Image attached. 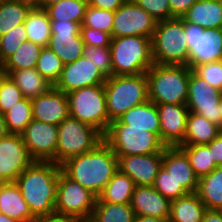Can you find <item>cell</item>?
Segmentation results:
<instances>
[{
	"label": "cell",
	"instance_id": "f5cc1de1",
	"mask_svg": "<svg viewBox=\"0 0 222 222\" xmlns=\"http://www.w3.org/2000/svg\"><path fill=\"white\" fill-rule=\"evenodd\" d=\"M134 222H169V218H156L146 215H135Z\"/></svg>",
	"mask_w": 222,
	"mask_h": 222
},
{
	"label": "cell",
	"instance_id": "e0dca14e",
	"mask_svg": "<svg viewBox=\"0 0 222 222\" xmlns=\"http://www.w3.org/2000/svg\"><path fill=\"white\" fill-rule=\"evenodd\" d=\"M106 79L92 60L81 56L74 62L64 64L55 87L67 94L83 87L104 84Z\"/></svg>",
	"mask_w": 222,
	"mask_h": 222
},
{
	"label": "cell",
	"instance_id": "d6986e66",
	"mask_svg": "<svg viewBox=\"0 0 222 222\" xmlns=\"http://www.w3.org/2000/svg\"><path fill=\"white\" fill-rule=\"evenodd\" d=\"M117 157L118 169L127 174L136 186H153L162 166L163 153Z\"/></svg>",
	"mask_w": 222,
	"mask_h": 222
},
{
	"label": "cell",
	"instance_id": "db71d44e",
	"mask_svg": "<svg viewBox=\"0 0 222 222\" xmlns=\"http://www.w3.org/2000/svg\"><path fill=\"white\" fill-rule=\"evenodd\" d=\"M31 9H42L43 0H18Z\"/></svg>",
	"mask_w": 222,
	"mask_h": 222
},
{
	"label": "cell",
	"instance_id": "9a60e30c",
	"mask_svg": "<svg viewBox=\"0 0 222 222\" xmlns=\"http://www.w3.org/2000/svg\"><path fill=\"white\" fill-rule=\"evenodd\" d=\"M81 25L76 22L51 21V37L48 47L64 64L74 62L82 56L85 44L80 34Z\"/></svg>",
	"mask_w": 222,
	"mask_h": 222
},
{
	"label": "cell",
	"instance_id": "b9f144b4",
	"mask_svg": "<svg viewBox=\"0 0 222 222\" xmlns=\"http://www.w3.org/2000/svg\"><path fill=\"white\" fill-rule=\"evenodd\" d=\"M82 56L92 60L106 78L114 76L110 47L85 46Z\"/></svg>",
	"mask_w": 222,
	"mask_h": 222
},
{
	"label": "cell",
	"instance_id": "9f6ffc18",
	"mask_svg": "<svg viewBox=\"0 0 222 222\" xmlns=\"http://www.w3.org/2000/svg\"><path fill=\"white\" fill-rule=\"evenodd\" d=\"M62 0H43L42 9H45L49 5L56 4Z\"/></svg>",
	"mask_w": 222,
	"mask_h": 222
},
{
	"label": "cell",
	"instance_id": "5bb4252c",
	"mask_svg": "<svg viewBox=\"0 0 222 222\" xmlns=\"http://www.w3.org/2000/svg\"><path fill=\"white\" fill-rule=\"evenodd\" d=\"M34 161L21 134L8 133L0 138V183L16 182Z\"/></svg>",
	"mask_w": 222,
	"mask_h": 222
},
{
	"label": "cell",
	"instance_id": "ee69618b",
	"mask_svg": "<svg viewBox=\"0 0 222 222\" xmlns=\"http://www.w3.org/2000/svg\"><path fill=\"white\" fill-rule=\"evenodd\" d=\"M192 71L212 87L222 91V60L196 65Z\"/></svg>",
	"mask_w": 222,
	"mask_h": 222
},
{
	"label": "cell",
	"instance_id": "d590c367",
	"mask_svg": "<svg viewBox=\"0 0 222 222\" xmlns=\"http://www.w3.org/2000/svg\"><path fill=\"white\" fill-rule=\"evenodd\" d=\"M8 133L21 134L33 120L31 99L23 98L4 114Z\"/></svg>",
	"mask_w": 222,
	"mask_h": 222
},
{
	"label": "cell",
	"instance_id": "ac0fdd59",
	"mask_svg": "<svg viewBox=\"0 0 222 222\" xmlns=\"http://www.w3.org/2000/svg\"><path fill=\"white\" fill-rule=\"evenodd\" d=\"M160 140L166 147L179 146L186 134L189 109L187 105L157 104Z\"/></svg>",
	"mask_w": 222,
	"mask_h": 222
},
{
	"label": "cell",
	"instance_id": "c3c4849f",
	"mask_svg": "<svg viewBox=\"0 0 222 222\" xmlns=\"http://www.w3.org/2000/svg\"><path fill=\"white\" fill-rule=\"evenodd\" d=\"M127 0H87L88 5L109 11H116Z\"/></svg>",
	"mask_w": 222,
	"mask_h": 222
},
{
	"label": "cell",
	"instance_id": "f6af8a7d",
	"mask_svg": "<svg viewBox=\"0 0 222 222\" xmlns=\"http://www.w3.org/2000/svg\"><path fill=\"white\" fill-rule=\"evenodd\" d=\"M157 22L172 19L169 0H133Z\"/></svg>",
	"mask_w": 222,
	"mask_h": 222
},
{
	"label": "cell",
	"instance_id": "603a6c76",
	"mask_svg": "<svg viewBox=\"0 0 222 222\" xmlns=\"http://www.w3.org/2000/svg\"><path fill=\"white\" fill-rule=\"evenodd\" d=\"M0 213L18 222H32L35 219L15 182L0 183Z\"/></svg>",
	"mask_w": 222,
	"mask_h": 222
},
{
	"label": "cell",
	"instance_id": "8d00e7d4",
	"mask_svg": "<svg viewBox=\"0 0 222 222\" xmlns=\"http://www.w3.org/2000/svg\"><path fill=\"white\" fill-rule=\"evenodd\" d=\"M188 156L196 176L201 178L211 173L218 165L213 161L212 153L207 145L178 146Z\"/></svg>",
	"mask_w": 222,
	"mask_h": 222
},
{
	"label": "cell",
	"instance_id": "836d02e7",
	"mask_svg": "<svg viewBox=\"0 0 222 222\" xmlns=\"http://www.w3.org/2000/svg\"><path fill=\"white\" fill-rule=\"evenodd\" d=\"M42 46L32 41L22 43L18 49L3 63L5 71L36 68Z\"/></svg>",
	"mask_w": 222,
	"mask_h": 222
},
{
	"label": "cell",
	"instance_id": "ba28073f",
	"mask_svg": "<svg viewBox=\"0 0 222 222\" xmlns=\"http://www.w3.org/2000/svg\"><path fill=\"white\" fill-rule=\"evenodd\" d=\"M66 95L69 116L90 125L104 136L111 123L106 108L104 84L76 89Z\"/></svg>",
	"mask_w": 222,
	"mask_h": 222
},
{
	"label": "cell",
	"instance_id": "d4e9b609",
	"mask_svg": "<svg viewBox=\"0 0 222 222\" xmlns=\"http://www.w3.org/2000/svg\"><path fill=\"white\" fill-rule=\"evenodd\" d=\"M222 128L204 116L189 111L184 141L179 146L206 145L221 134Z\"/></svg>",
	"mask_w": 222,
	"mask_h": 222
},
{
	"label": "cell",
	"instance_id": "60d3db41",
	"mask_svg": "<svg viewBox=\"0 0 222 222\" xmlns=\"http://www.w3.org/2000/svg\"><path fill=\"white\" fill-rule=\"evenodd\" d=\"M153 187L171 201L189 194L163 166L158 171Z\"/></svg>",
	"mask_w": 222,
	"mask_h": 222
},
{
	"label": "cell",
	"instance_id": "cb8c5ba5",
	"mask_svg": "<svg viewBox=\"0 0 222 222\" xmlns=\"http://www.w3.org/2000/svg\"><path fill=\"white\" fill-rule=\"evenodd\" d=\"M182 18L207 30L222 28V0H197Z\"/></svg>",
	"mask_w": 222,
	"mask_h": 222
},
{
	"label": "cell",
	"instance_id": "6da1fadb",
	"mask_svg": "<svg viewBox=\"0 0 222 222\" xmlns=\"http://www.w3.org/2000/svg\"><path fill=\"white\" fill-rule=\"evenodd\" d=\"M62 171L97 197L118 170V157L103 140L94 149L68 158Z\"/></svg>",
	"mask_w": 222,
	"mask_h": 222
},
{
	"label": "cell",
	"instance_id": "9c48e42d",
	"mask_svg": "<svg viewBox=\"0 0 222 222\" xmlns=\"http://www.w3.org/2000/svg\"><path fill=\"white\" fill-rule=\"evenodd\" d=\"M103 140L98 130L68 116L58 125L55 163L61 165L70 157L87 153Z\"/></svg>",
	"mask_w": 222,
	"mask_h": 222
},
{
	"label": "cell",
	"instance_id": "94428289",
	"mask_svg": "<svg viewBox=\"0 0 222 222\" xmlns=\"http://www.w3.org/2000/svg\"><path fill=\"white\" fill-rule=\"evenodd\" d=\"M80 222H92L91 220H83V221H80Z\"/></svg>",
	"mask_w": 222,
	"mask_h": 222
},
{
	"label": "cell",
	"instance_id": "8992f818",
	"mask_svg": "<svg viewBox=\"0 0 222 222\" xmlns=\"http://www.w3.org/2000/svg\"><path fill=\"white\" fill-rule=\"evenodd\" d=\"M151 40L154 64L188 66L189 48L183 18L157 22Z\"/></svg>",
	"mask_w": 222,
	"mask_h": 222
},
{
	"label": "cell",
	"instance_id": "484cf974",
	"mask_svg": "<svg viewBox=\"0 0 222 222\" xmlns=\"http://www.w3.org/2000/svg\"><path fill=\"white\" fill-rule=\"evenodd\" d=\"M130 127L146 128L160 139V120L157 105L148 100L137 105L118 118Z\"/></svg>",
	"mask_w": 222,
	"mask_h": 222
},
{
	"label": "cell",
	"instance_id": "680465c9",
	"mask_svg": "<svg viewBox=\"0 0 222 222\" xmlns=\"http://www.w3.org/2000/svg\"><path fill=\"white\" fill-rule=\"evenodd\" d=\"M6 76H7V73L3 68V64H0V85Z\"/></svg>",
	"mask_w": 222,
	"mask_h": 222
},
{
	"label": "cell",
	"instance_id": "6f0895ef",
	"mask_svg": "<svg viewBox=\"0 0 222 222\" xmlns=\"http://www.w3.org/2000/svg\"><path fill=\"white\" fill-rule=\"evenodd\" d=\"M0 222H18L15 219L10 218L9 216L0 213Z\"/></svg>",
	"mask_w": 222,
	"mask_h": 222
},
{
	"label": "cell",
	"instance_id": "8fae6325",
	"mask_svg": "<svg viewBox=\"0 0 222 222\" xmlns=\"http://www.w3.org/2000/svg\"><path fill=\"white\" fill-rule=\"evenodd\" d=\"M184 31L191 69L196 65L222 60V28L207 30L184 20Z\"/></svg>",
	"mask_w": 222,
	"mask_h": 222
},
{
	"label": "cell",
	"instance_id": "681fc988",
	"mask_svg": "<svg viewBox=\"0 0 222 222\" xmlns=\"http://www.w3.org/2000/svg\"><path fill=\"white\" fill-rule=\"evenodd\" d=\"M206 145L209 147V150L212 153L213 161L218 166H222V132Z\"/></svg>",
	"mask_w": 222,
	"mask_h": 222
},
{
	"label": "cell",
	"instance_id": "7c38bea8",
	"mask_svg": "<svg viewBox=\"0 0 222 222\" xmlns=\"http://www.w3.org/2000/svg\"><path fill=\"white\" fill-rule=\"evenodd\" d=\"M222 91L212 87L190 68L187 108L222 128L219 100Z\"/></svg>",
	"mask_w": 222,
	"mask_h": 222
},
{
	"label": "cell",
	"instance_id": "83f0119b",
	"mask_svg": "<svg viewBox=\"0 0 222 222\" xmlns=\"http://www.w3.org/2000/svg\"><path fill=\"white\" fill-rule=\"evenodd\" d=\"M6 73L20 89L24 98H35L53 87L36 68L6 71Z\"/></svg>",
	"mask_w": 222,
	"mask_h": 222
},
{
	"label": "cell",
	"instance_id": "1f68e13d",
	"mask_svg": "<svg viewBox=\"0 0 222 222\" xmlns=\"http://www.w3.org/2000/svg\"><path fill=\"white\" fill-rule=\"evenodd\" d=\"M131 204L102 202L98 197L91 217L92 222H134Z\"/></svg>",
	"mask_w": 222,
	"mask_h": 222
},
{
	"label": "cell",
	"instance_id": "277c9868",
	"mask_svg": "<svg viewBox=\"0 0 222 222\" xmlns=\"http://www.w3.org/2000/svg\"><path fill=\"white\" fill-rule=\"evenodd\" d=\"M106 108L112 122L131 108L148 101L146 73L137 75H114L104 83Z\"/></svg>",
	"mask_w": 222,
	"mask_h": 222
},
{
	"label": "cell",
	"instance_id": "f907efd6",
	"mask_svg": "<svg viewBox=\"0 0 222 222\" xmlns=\"http://www.w3.org/2000/svg\"><path fill=\"white\" fill-rule=\"evenodd\" d=\"M32 222H79V221L74 218L55 213L52 215L36 217Z\"/></svg>",
	"mask_w": 222,
	"mask_h": 222
},
{
	"label": "cell",
	"instance_id": "5b68a950",
	"mask_svg": "<svg viewBox=\"0 0 222 222\" xmlns=\"http://www.w3.org/2000/svg\"><path fill=\"white\" fill-rule=\"evenodd\" d=\"M109 47L114 75L143 74L154 64L152 40L148 37H112Z\"/></svg>",
	"mask_w": 222,
	"mask_h": 222
},
{
	"label": "cell",
	"instance_id": "7402d4cb",
	"mask_svg": "<svg viewBox=\"0 0 222 222\" xmlns=\"http://www.w3.org/2000/svg\"><path fill=\"white\" fill-rule=\"evenodd\" d=\"M131 207L135 215L169 218L171 200L162 196L153 186H135Z\"/></svg>",
	"mask_w": 222,
	"mask_h": 222
},
{
	"label": "cell",
	"instance_id": "f546056e",
	"mask_svg": "<svg viewBox=\"0 0 222 222\" xmlns=\"http://www.w3.org/2000/svg\"><path fill=\"white\" fill-rule=\"evenodd\" d=\"M135 186L134 181L118 169L98 198L102 202L130 204Z\"/></svg>",
	"mask_w": 222,
	"mask_h": 222
},
{
	"label": "cell",
	"instance_id": "f35d334b",
	"mask_svg": "<svg viewBox=\"0 0 222 222\" xmlns=\"http://www.w3.org/2000/svg\"><path fill=\"white\" fill-rule=\"evenodd\" d=\"M114 22V11L98 9L88 5L81 26L110 33Z\"/></svg>",
	"mask_w": 222,
	"mask_h": 222
},
{
	"label": "cell",
	"instance_id": "52a82bcc",
	"mask_svg": "<svg viewBox=\"0 0 222 222\" xmlns=\"http://www.w3.org/2000/svg\"><path fill=\"white\" fill-rule=\"evenodd\" d=\"M104 141L116 156L163 153L166 147L161 140L146 128L130 127L119 119L110 123Z\"/></svg>",
	"mask_w": 222,
	"mask_h": 222
},
{
	"label": "cell",
	"instance_id": "3957f363",
	"mask_svg": "<svg viewBox=\"0 0 222 222\" xmlns=\"http://www.w3.org/2000/svg\"><path fill=\"white\" fill-rule=\"evenodd\" d=\"M148 100L157 104L186 105L190 67L153 64L146 72Z\"/></svg>",
	"mask_w": 222,
	"mask_h": 222
},
{
	"label": "cell",
	"instance_id": "7a4b0ae2",
	"mask_svg": "<svg viewBox=\"0 0 222 222\" xmlns=\"http://www.w3.org/2000/svg\"><path fill=\"white\" fill-rule=\"evenodd\" d=\"M61 170V165L52 161H34L18 176L15 183L35 218L55 214Z\"/></svg>",
	"mask_w": 222,
	"mask_h": 222
},
{
	"label": "cell",
	"instance_id": "ffe728a7",
	"mask_svg": "<svg viewBox=\"0 0 222 222\" xmlns=\"http://www.w3.org/2000/svg\"><path fill=\"white\" fill-rule=\"evenodd\" d=\"M33 119L54 125L69 116L67 95L55 86L31 99Z\"/></svg>",
	"mask_w": 222,
	"mask_h": 222
},
{
	"label": "cell",
	"instance_id": "11a10c76",
	"mask_svg": "<svg viewBox=\"0 0 222 222\" xmlns=\"http://www.w3.org/2000/svg\"><path fill=\"white\" fill-rule=\"evenodd\" d=\"M8 134L5 124L4 115L0 114V138L5 137Z\"/></svg>",
	"mask_w": 222,
	"mask_h": 222
},
{
	"label": "cell",
	"instance_id": "74e56055",
	"mask_svg": "<svg viewBox=\"0 0 222 222\" xmlns=\"http://www.w3.org/2000/svg\"><path fill=\"white\" fill-rule=\"evenodd\" d=\"M64 63L62 60L48 47H43L36 65V70L53 86L58 82Z\"/></svg>",
	"mask_w": 222,
	"mask_h": 222
},
{
	"label": "cell",
	"instance_id": "44dd1931",
	"mask_svg": "<svg viewBox=\"0 0 222 222\" xmlns=\"http://www.w3.org/2000/svg\"><path fill=\"white\" fill-rule=\"evenodd\" d=\"M162 166L188 192L195 193L199 178L186 153L178 146L163 149Z\"/></svg>",
	"mask_w": 222,
	"mask_h": 222
},
{
	"label": "cell",
	"instance_id": "4316f807",
	"mask_svg": "<svg viewBox=\"0 0 222 222\" xmlns=\"http://www.w3.org/2000/svg\"><path fill=\"white\" fill-rule=\"evenodd\" d=\"M206 209L196 192L189 193L171 201L169 222H202Z\"/></svg>",
	"mask_w": 222,
	"mask_h": 222
},
{
	"label": "cell",
	"instance_id": "2e32d148",
	"mask_svg": "<svg viewBox=\"0 0 222 222\" xmlns=\"http://www.w3.org/2000/svg\"><path fill=\"white\" fill-rule=\"evenodd\" d=\"M29 154L35 161L55 163L58 126L33 119L21 133Z\"/></svg>",
	"mask_w": 222,
	"mask_h": 222
},
{
	"label": "cell",
	"instance_id": "d6a6232c",
	"mask_svg": "<svg viewBox=\"0 0 222 222\" xmlns=\"http://www.w3.org/2000/svg\"><path fill=\"white\" fill-rule=\"evenodd\" d=\"M87 7V0H62L56 4L47 6L44 10L51 21L66 20L81 25Z\"/></svg>",
	"mask_w": 222,
	"mask_h": 222
},
{
	"label": "cell",
	"instance_id": "4dcf8cb0",
	"mask_svg": "<svg viewBox=\"0 0 222 222\" xmlns=\"http://www.w3.org/2000/svg\"><path fill=\"white\" fill-rule=\"evenodd\" d=\"M28 41L48 46L51 37V20L44 9H31L23 23Z\"/></svg>",
	"mask_w": 222,
	"mask_h": 222
},
{
	"label": "cell",
	"instance_id": "e575fe53",
	"mask_svg": "<svg viewBox=\"0 0 222 222\" xmlns=\"http://www.w3.org/2000/svg\"><path fill=\"white\" fill-rule=\"evenodd\" d=\"M30 10L18 0H0V36L23 24Z\"/></svg>",
	"mask_w": 222,
	"mask_h": 222
},
{
	"label": "cell",
	"instance_id": "7dc6e473",
	"mask_svg": "<svg viewBox=\"0 0 222 222\" xmlns=\"http://www.w3.org/2000/svg\"><path fill=\"white\" fill-rule=\"evenodd\" d=\"M197 0H169L172 18H182Z\"/></svg>",
	"mask_w": 222,
	"mask_h": 222
},
{
	"label": "cell",
	"instance_id": "ab89813d",
	"mask_svg": "<svg viewBox=\"0 0 222 222\" xmlns=\"http://www.w3.org/2000/svg\"><path fill=\"white\" fill-rule=\"evenodd\" d=\"M26 41L28 38L23 24L0 36V64H3Z\"/></svg>",
	"mask_w": 222,
	"mask_h": 222
},
{
	"label": "cell",
	"instance_id": "91938a15",
	"mask_svg": "<svg viewBox=\"0 0 222 222\" xmlns=\"http://www.w3.org/2000/svg\"><path fill=\"white\" fill-rule=\"evenodd\" d=\"M219 106H220V111H221V115H222V93H221V97L219 100Z\"/></svg>",
	"mask_w": 222,
	"mask_h": 222
},
{
	"label": "cell",
	"instance_id": "816d5d0a",
	"mask_svg": "<svg viewBox=\"0 0 222 222\" xmlns=\"http://www.w3.org/2000/svg\"><path fill=\"white\" fill-rule=\"evenodd\" d=\"M202 222H222V210L206 209Z\"/></svg>",
	"mask_w": 222,
	"mask_h": 222
},
{
	"label": "cell",
	"instance_id": "f1b7e54d",
	"mask_svg": "<svg viewBox=\"0 0 222 222\" xmlns=\"http://www.w3.org/2000/svg\"><path fill=\"white\" fill-rule=\"evenodd\" d=\"M196 193L207 209L222 210V166L199 178Z\"/></svg>",
	"mask_w": 222,
	"mask_h": 222
},
{
	"label": "cell",
	"instance_id": "4fadbf2b",
	"mask_svg": "<svg viewBox=\"0 0 222 222\" xmlns=\"http://www.w3.org/2000/svg\"><path fill=\"white\" fill-rule=\"evenodd\" d=\"M157 21L133 0L114 12L112 37L144 36L152 39Z\"/></svg>",
	"mask_w": 222,
	"mask_h": 222
},
{
	"label": "cell",
	"instance_id": "7bdbcfd3",
	"mask_svg": "<svg viewBox=\"0 0 222 222\" xmlns=\"http://www.w3.org/2000/svg\"><path fill=\"white\" fill-rule=\"evenodd\" d=\"M23 98L20 89L7 75L0 85V114L4 115Z\"/></svg>",
	"mask_w": 222,
	"mask_h": 222
},
{
	"label": "cell",
	"instance_id": "30bf717a",
	"mask_svg": "<svg viewBox=\"0 0 222 222\" xmlns=\"http://www.w3.org/2000/svg\"><path fill=\"white\" fill-rule=\"evenodd\" d=\"M97 196L70 179L62 170L57 184L55 213L76 220H90Z\"/></svg>",
	"mask_w": 222,
	"mask_h": 222
},
{
	"label": "cell",
	"instance_id": "bcb514c9",
	"mask_svg": "<svg viewBox=\"0 0 222 222\" xmlns=\"http://www.w3.org/2000/svg\"><path fill=\"white\" fill-rule=\"evenodd\" d=\"M80 34L85 46L109 47L111 44V34L98 29L81 26Z\"/></svg>",
	"mask_w": 222,
	"mask_h": 222
}]
</instances>
